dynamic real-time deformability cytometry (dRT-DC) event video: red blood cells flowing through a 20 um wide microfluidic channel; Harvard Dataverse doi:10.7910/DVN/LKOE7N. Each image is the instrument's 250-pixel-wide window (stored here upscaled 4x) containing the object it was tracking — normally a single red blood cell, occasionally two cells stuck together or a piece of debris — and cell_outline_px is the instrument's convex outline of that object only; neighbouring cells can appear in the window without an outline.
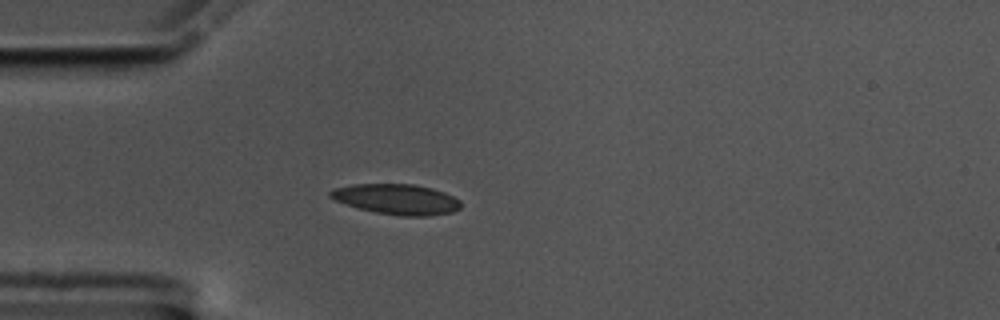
{"species": "common noctule bat (a hibernating species)", "species_latin": "Nyctalus noctula", "temperature_condition": "cold", "stored_images_in_passage": 46, "camera_frame_rate_fps": 3000, "um_per_image_px": 0.085, "animal": {"sex": "male", "body_mass_g": 17.5, "forearm_length_mm": 52.3}, "frame": {"image": 1, "passage_image": 8, "time_ms": 2.333, "image_size_px": [1000, 320], "cell_outline_px": [[460, 208], [452, 212], [428, 216], [400, 216], [376, 212], [360, 208], [336, 200], [328, 196], [328, 192], [336, 188], [352, 184], [416, 184], [432, 188], [444, 192], [460, 200]], "centroid_in_image_um": [33.74, 16.93], "position_along_channel_um": 51.3, "area_um2": 22.95}}
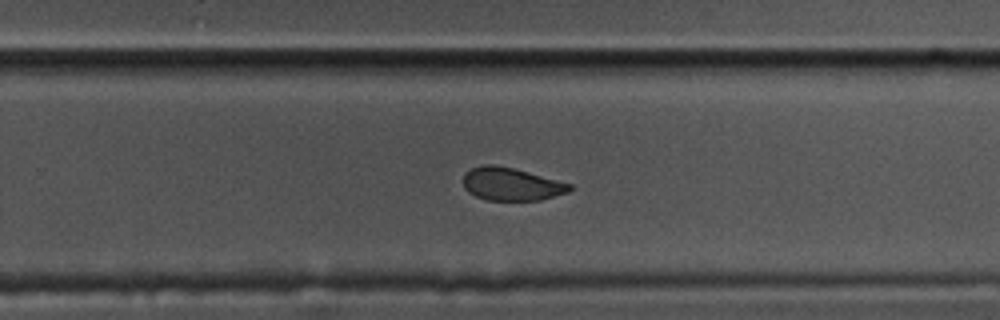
{"frame": {"image": 2, "passage_image": 29, "time_ms": 9.333, "image_size_px": [1000, 320], "cell_outline_px": [[572, 188], [568, 192], [540, 200], [488, 200], [476, 196], [468, 192], [464, 188], [464, 172], [480, 164], [496, 164], [512, 168], [572, 184]], "centroid_in_image_um": [43.42, 15.64], "position_along_channel_um": 286.4, "area_um2": 20.29}}
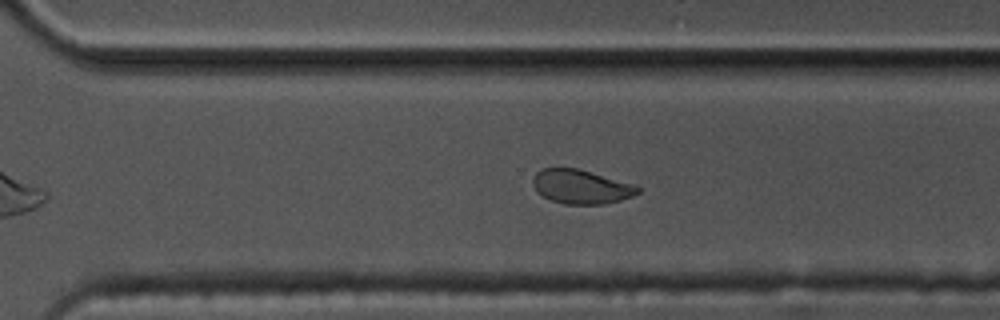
{"frame": {"image": 3, "passage_image": 32, "time_ms": 10.333, "image_size_px": [1000, 320], "cell_outline_px": [[640, 192], [632, 196], [620, 200], [604, 204], [564, 204], [552, 200], [544, 196], [532, 184], [532, 180], [536, 172], [540, 168], [576, 168], [636, 184], [640, 188]], "centroid_in_image_um": [49.42, 15.86], "position_along_channel_um": 321.2, "area_um2": 20.75}, "authors_computed_cell_mechanics": {"area_um2": 22.4264, "velocity_mm_per_s": 3.4925, "shape_relaxation_time_tau1_ms": null, "shape_relaxation_time_tau2_ms": 2.0497, "deformation_change_tau1": null, "deformation_change_tau2": 0.0701}}